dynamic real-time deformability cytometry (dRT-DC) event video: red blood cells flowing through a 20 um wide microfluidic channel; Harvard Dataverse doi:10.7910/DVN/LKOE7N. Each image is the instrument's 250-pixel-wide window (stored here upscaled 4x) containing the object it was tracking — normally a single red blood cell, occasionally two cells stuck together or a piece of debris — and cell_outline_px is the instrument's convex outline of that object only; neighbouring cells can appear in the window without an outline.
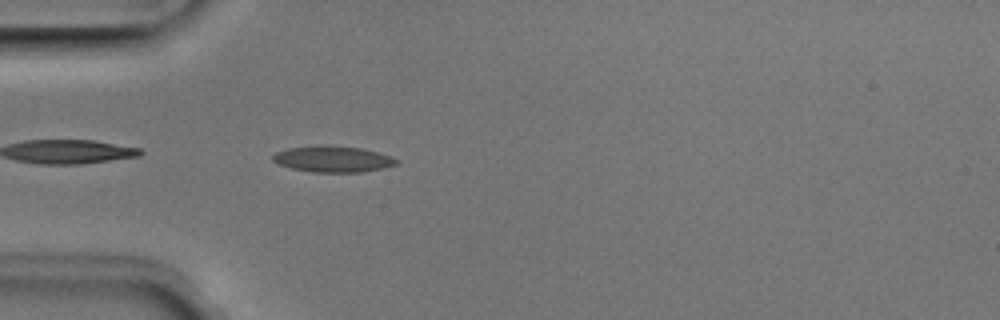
{"species": "Egyptian fruit bat (a non-hibernating species)", "species_latin": "Rousettus aegyptiacus", "temperature_condition": "room temperature", "stored_images_in_passage": 5, "camera_frame_rate_fps": 3000, "um_per_image_px": 0.085, "animal": {"sex": "male"}, "frame": {"image": 1, "passage_image": 5, "time_ms": 1.333, "image_size_px": [1000, 320], "cell_outline_px": [[400, 160], [396, 164], [384, 168], [360, 172], [312, 172], [292, 168], [280, 164], [272, 160], [272, 156], [276, 152], [288, 148], [360, 148], [376, 152]], "centroid_in_image_um": [28.32, 13.57], "position_along_channel_um": 56.7, "area_um2": 17.69}}